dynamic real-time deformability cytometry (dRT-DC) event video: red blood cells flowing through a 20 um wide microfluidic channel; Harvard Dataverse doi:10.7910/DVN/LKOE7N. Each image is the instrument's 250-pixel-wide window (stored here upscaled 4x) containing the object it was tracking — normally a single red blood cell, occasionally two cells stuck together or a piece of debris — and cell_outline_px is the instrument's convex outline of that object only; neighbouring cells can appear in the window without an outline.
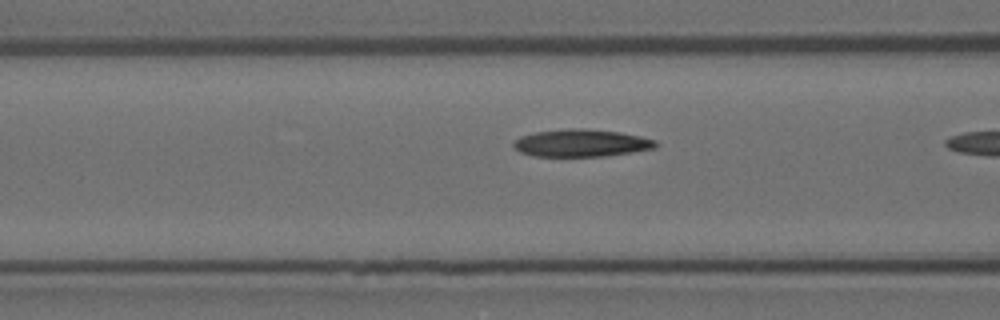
{"species": "Egyptian fruit bat (a non-hibernating species)", "species_latin": "Rousettus aegyptiacus", "temperature_condition": "room temperature", "stored_images_in_passage": 20, "camera_frame_rate_fps": 3000, "um_per_image_px": 0.085, "animal": {"sex": "female"}, "frame": {"image": 1, "passage_image": 19, "time_ms": 6.0, "image_size_px": [1000, 320], "cell_outline_px": [[660, 144], [656, 148], [632, 152], [604, 156], [536, 156], [520, 152], [512, 144], [520, 136], [536, 132], [568, 128], [584, 128], [620, 132], [640, 136], [656, 140]], "centroid_in_image_um": [49.46, 12.15], "position_along_channel_um": 117.1, "area_um2": 22.72}}